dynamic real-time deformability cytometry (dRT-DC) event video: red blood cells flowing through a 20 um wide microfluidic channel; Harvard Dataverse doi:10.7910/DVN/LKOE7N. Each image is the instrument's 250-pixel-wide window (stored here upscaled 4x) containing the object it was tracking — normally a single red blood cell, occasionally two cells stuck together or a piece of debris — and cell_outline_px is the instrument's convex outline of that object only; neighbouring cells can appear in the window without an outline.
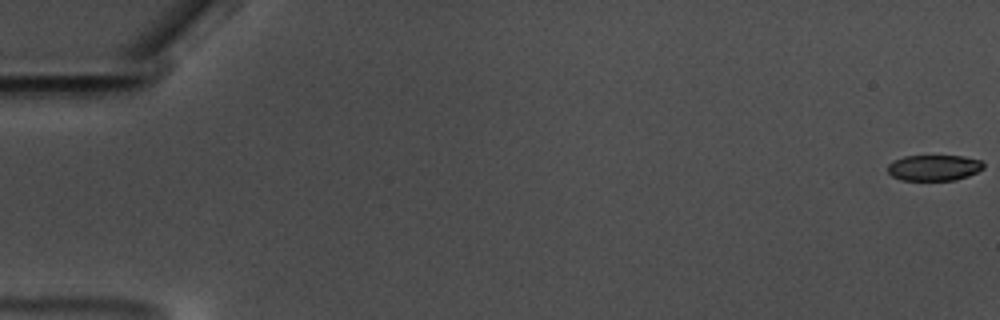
{"species": "common noctule bat (a hibernating species)", "species_latin": "Nyctalus noctula", "temperature_condition": "warm", "stored_images_in_passage": 60, "camera_frame_rate_fps": 3000, "um_per_image_px": 0.085, "animal": {"sex": "male", "body_mass_g": 17.5, "forearm_length_mm": 52.3}, "frame": {"image": 1, "passage_image": 1, "time_ms": 0.0, "image_size_px": [1000, 320], "cell_outline_px": [[984, 168], [968, 176], [956, 180], [900, 180], [892, 176], [888, 172], [888, 164], [904, 156], [964, 156], [980, 160], [984, 164]], "centroid_in_image_um": [79.4, 14.26], "position_along_channel_um": 5.6, "area_um2": 14.39}}
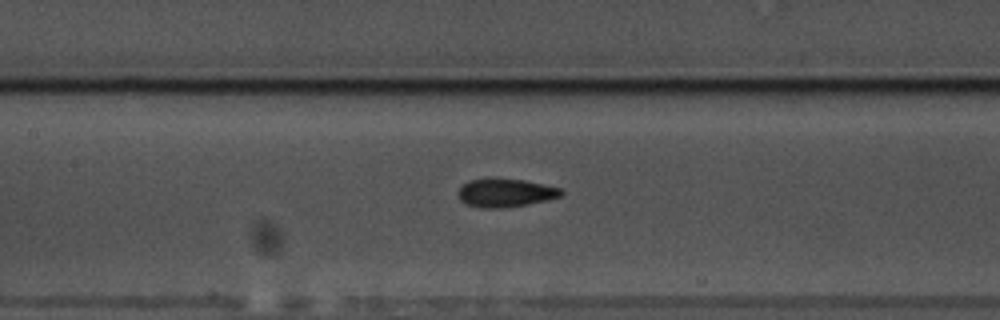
{"frame": {"image": 2, "passage_image": 29, "time_ms": 9.333, "image_size_px": [1000, 320], "cell_outline_px": [[564, 192], [560, 196], [548, 200], [528, 204], [504, 208], [480, 208], [464, 204], [460, 200], [456, 192], [468, 180], [484, 176], [524, 180], [564, 188]], "centroid_in_image_um": [42.93, 16.37], "position_along_channel_um": 164.5, "area_um2": 17.74}}
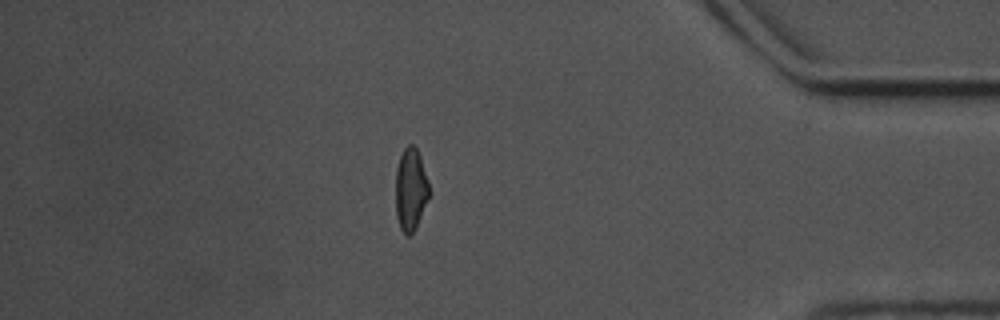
{"frame": {"image": 3, "passage_image": 52, "time_ms": 17.0, "image_size_px": [1000, 320], "cell_outline_px": [[432, 192], [416, 228], [408, 236], [400, 228], [396, 216], [396, 168], [400, 156], [404, 148], [408, 144], [412, 144], [416, 148], [420, 156]], "centroid_in_image_um": [34.93, 16.1], "position_along_channel_um": 400.3, "area_um2": 16.36}, "authors_computed_cell_mechanics": {"area_um2": 16.5019, "velocity_mm_per_s": 3.5295, "shape_relaxation_time_tau1_ms": 3.1844, "shape_relaxation_time_tau2_ms": 1.7681, "deformation_change_tau1": 0.1221, "deformation_change_tau2": 0.0695}}